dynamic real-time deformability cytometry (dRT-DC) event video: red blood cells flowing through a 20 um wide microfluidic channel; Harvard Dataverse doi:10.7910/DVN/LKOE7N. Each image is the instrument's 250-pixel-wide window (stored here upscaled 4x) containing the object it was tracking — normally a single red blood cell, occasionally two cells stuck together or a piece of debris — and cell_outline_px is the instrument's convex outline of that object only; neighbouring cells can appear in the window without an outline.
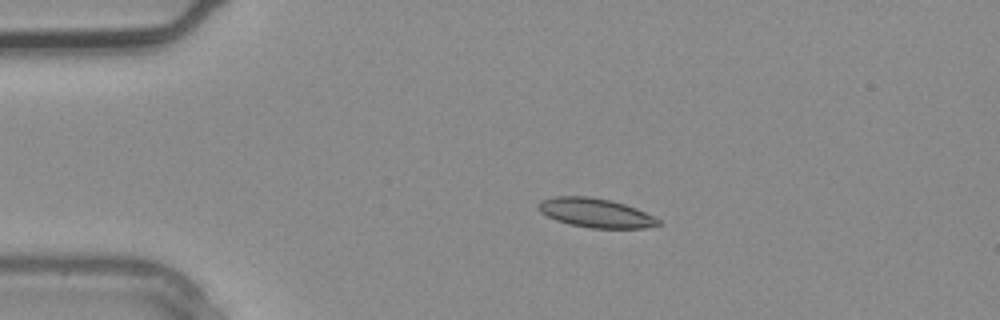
{"species": "common noctule bat (a hibernating species)", "species_latin": "Nyctalus noctula", "temperature_condition": "warm", "stored_images_in_passage": 3, "camera_frame_rate_fps": 3000, "um_per_image_px": 0.085, "animal": {"sex": "male", "body_mass_g": 20.4}, "frame": {"image": 1, "passage_image": 1, "time_ms": 0.0, "image_size_px": [1000, 320], "cell_outline_px": [[660, 224], [644, 228], [592, 228], [572, 224], [556, 220], [540, 212], [540, 200], [556, 196], [588, 196], [612, 200], [636, 208], [660, 220]], "centroid_in_image_um": [50.63, 18.08], "position_along_channel_um": 34.4, "area_um2": 20.06}}
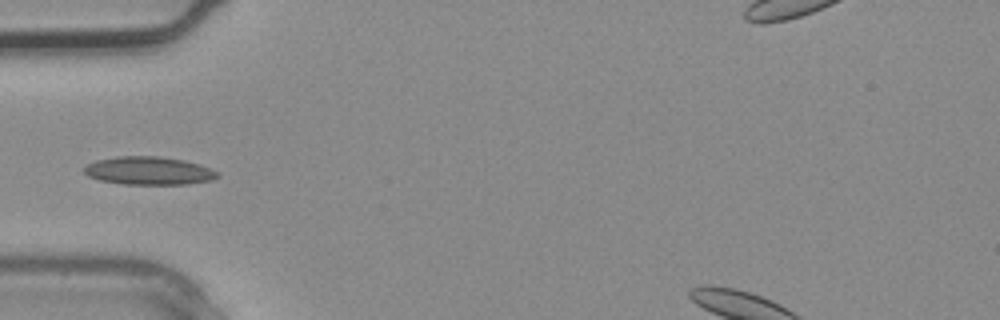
{"frame": {"image": 2, "passage_image": 2, "time_ms": 0.333, "image_size_px": [1000, 320], "cell_outline_px": [[220, 176], [212, 180], [188, 184], [124, 184], [100, 180], [88, 176], [84, 172], [84, 168], [88, 164], [96, 160], [116, 156], [160, 156], [184, 160], [200, 164], [220, 172]], "centroid_in_image_um": [12.69, 14.51], "position_along_channel_um": 72.3, "area_um2": 21.96}}